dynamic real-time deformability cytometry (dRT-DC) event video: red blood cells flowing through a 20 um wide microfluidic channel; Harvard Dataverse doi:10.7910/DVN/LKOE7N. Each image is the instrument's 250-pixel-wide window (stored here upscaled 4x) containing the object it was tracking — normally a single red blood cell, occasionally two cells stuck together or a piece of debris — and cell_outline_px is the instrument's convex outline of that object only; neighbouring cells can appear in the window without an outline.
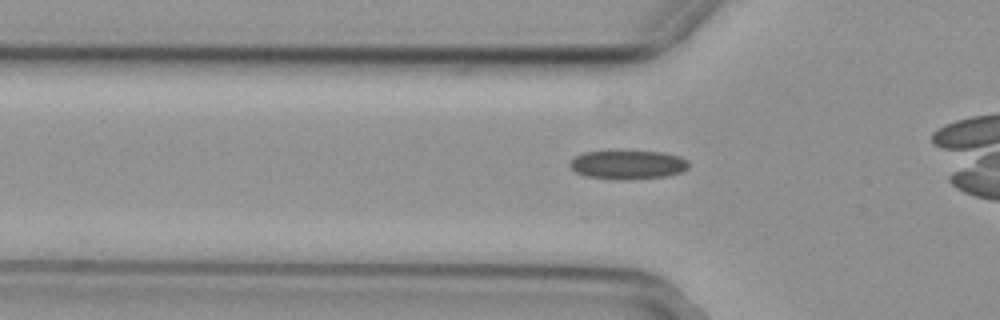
{"species": "common noctule bat (a hibernating species)", "species_latin": "Nyctalus noctula", "temperature_condition": "cold", "stored_images_in_passage": 41, "camera_frame_rate_fps": 3000, "um_per_image_px": 0.085, "animal": {"sex": "female", "body_mass_g": 29.2, "forearm_length_mm": 56.3}, "frame": {"image": 1, "passage_image": 14, "time_ms": 4.333, "image_size_px": [1000, 320], "cell_outline_px": [[688, 168], [680, 172], [668, 176], [628, 180], [584, 176], [576, 172], [568, 164], [576, 156], [584, 152], [608, 148], [620, 148], [664, 152], [680, 156], [688, 160]], "centroid_in_image_um": [53.35, 13.94], "position_along_channel_um": 72.4, "area_um2": 21.1}}
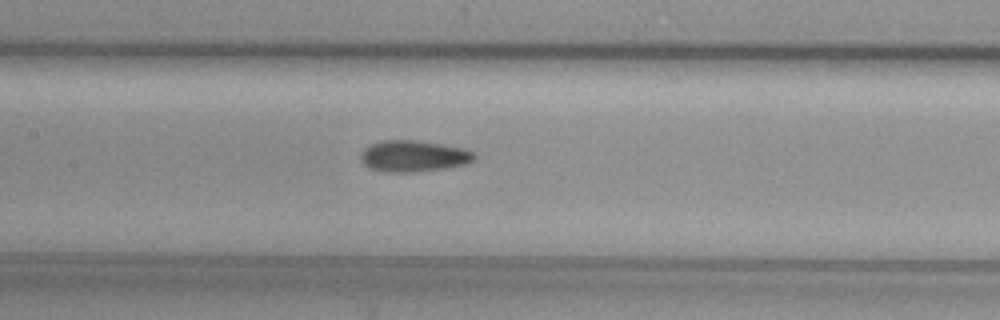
{"frame": {"image": 2, "passage_image": 22, "time_ms": 7.0, "image_size_px": [1000, 320], "cell_outline_px": [[476, 156], [472, 160], [464, 164], [444, 168], [412, 172], [388, 172], [372, 168], [364, 164], [360, 160], [360, 152], [364, 148], [372, 144], [384, 140], [412, 140], [440, 144], [464, 148], [476, 152]], "centroid_in_image_um": [35.14, 13.26], "position_along_channel_um": 172.3, "area_um2": 20.52}}
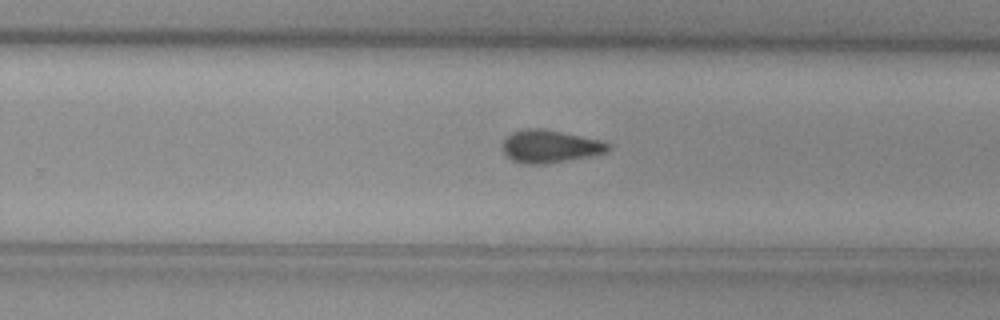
{"frame": {"image": 3, "passage_image": 31, "time_ms": 10.0, "image_size_px": [1000, 320], "cell_outline_px": [[612, 148], [608, 152], [568, 160], [544, 164], [524, 164], [512, 160], [500, 148], [504, 140], [512, 132], [528, 128], [544, 128], [600, 140], [612, 144]], "centroid_in_image_um": [46.76, 12.44], "position_along_channel_um": 283.0, "area_um2": 20.23}}